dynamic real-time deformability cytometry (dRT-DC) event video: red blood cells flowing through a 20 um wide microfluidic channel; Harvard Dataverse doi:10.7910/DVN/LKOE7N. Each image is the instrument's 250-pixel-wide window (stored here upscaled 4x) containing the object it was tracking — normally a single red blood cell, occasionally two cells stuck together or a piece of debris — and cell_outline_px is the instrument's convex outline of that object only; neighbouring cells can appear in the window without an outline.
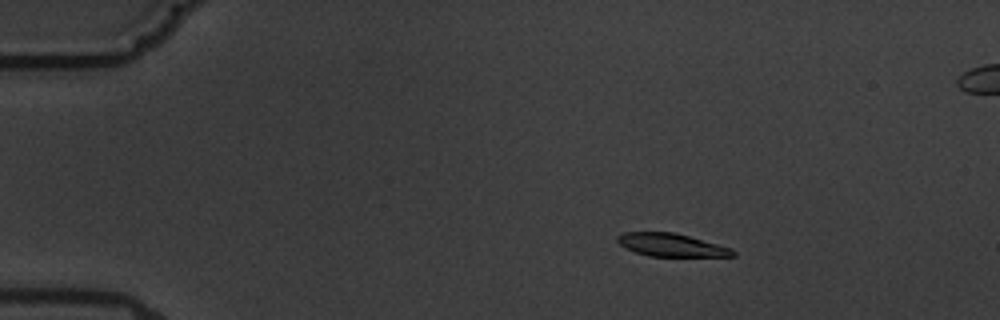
{"species": "common noctule bat (a hibernating species)", "species_latin": "Nyctalus noctula", "temperature_condition": "warm", "stored_images_in_passage": 6, "camera_frame_rate_fps": 3000, "um_per_image_px": 0.085, "animal": {"sex": "male", "body_mass_g": 19.5, "forearm_length_mm": 54.6}, "frame": {"image": 1, "passage_image": 3, "time_ms": 2.333, "image_size_px": [1000, 320], "cell_outline_px": [[736, 256], [648, 256], [636, 252], [620, 244], [616, 240], [616, 236], [624, 232], [672, 232], [688, 236], [732, 248], [736, 252]], "centroid_in_image_um": [57.06, 20.82], "position_along_channel_um": 27.9, "area_um2": 15.26}}